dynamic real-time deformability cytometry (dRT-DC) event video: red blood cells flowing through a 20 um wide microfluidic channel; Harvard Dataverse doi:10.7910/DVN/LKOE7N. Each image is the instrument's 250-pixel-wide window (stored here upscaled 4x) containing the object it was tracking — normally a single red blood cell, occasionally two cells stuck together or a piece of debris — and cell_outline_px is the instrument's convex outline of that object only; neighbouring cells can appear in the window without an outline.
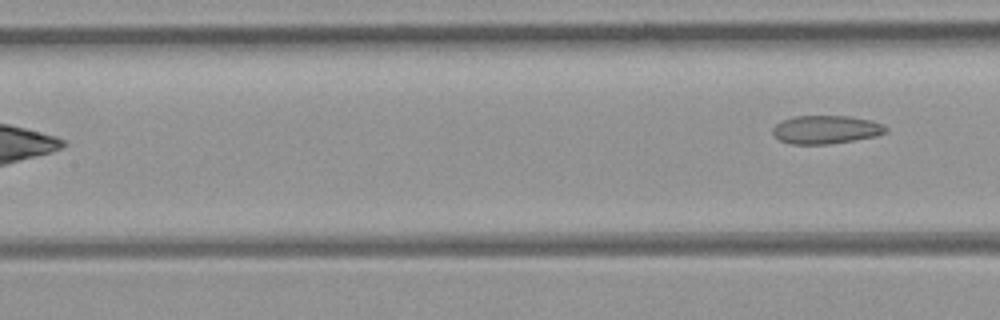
{"species": "common noctule bat (a hibernating species)", "species_latin": "Nyctalus noctula", "temperature_condition": "room temperature", "stored_images_in_passage": 5, "segment_of_instrument_passage": [2, 2], "camera_frame_rate_fps": 3000, "um_per_image_px": 0.085, "animal": {"sex": "female", "body_mass_g": 21.9}, "frame": {"image": 1, "passage_image": 5, "time_ms": 1.333, "image_size_px": [1000, 320], "cell_outline_px": [[888, 132], [876, 136], [828, 144], [788, 144], [772, 136], [772, 128], [780, 120], [792, 116], [848, 116], [872, 120], [884, 124], [888, 128]], "centroid_in_image_um": [70.18, 11.01], "position_along_channel_um": 137.2, "area_um2": 18.96}}